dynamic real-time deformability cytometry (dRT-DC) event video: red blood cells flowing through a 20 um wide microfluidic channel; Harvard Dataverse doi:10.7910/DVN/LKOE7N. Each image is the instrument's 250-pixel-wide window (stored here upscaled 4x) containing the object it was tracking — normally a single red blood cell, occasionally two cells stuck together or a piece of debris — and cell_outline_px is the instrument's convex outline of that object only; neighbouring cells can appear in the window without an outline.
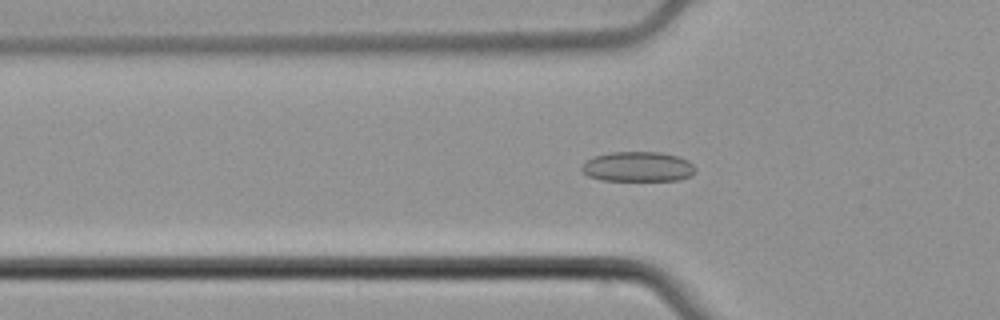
{"species": "common noctule bat (a hibernating species)", "species_latin": "Nyctalus noctula", "temperature_condition": "cold", "stored_images_in_passage": 38, "camera_frame_rate_fps": 3000, "um_per_image_px": 0.085, "animal": {"sex": "male", "body_mass_g": 21.5, "forearm_length_mm": 52.0}, "frame": {"image": 1, "passage_image": 6, "time_ms": 1.667, "image_size_px": [1000, 320], "cell_outline_px": [[696, 172], [692, 176], [680, 180], [604, 180], [588, 176], [580, 172], [580, 168], [592, 156], [612, 152], [660, 152], [676, 156], [688, 160], [696, 168]], "centroid_in_image_um": [54.23, 14.17], "position_along_channel_um": 71.6, "area_um2": 19.94}}
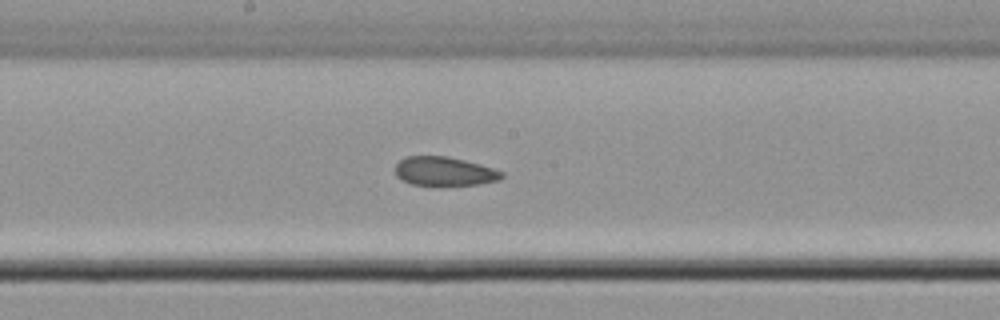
{"frame": {"image": 2, "passage_image": 17, "time_ms": 5.333, "image_size_px": [1000, 320], "cell_outline_px": [[504, 176], [500, 180], [480, 184], [412, 184], [400, 180], [396, 176], [396, 164], [400, 160], [408, 156], [448, 156], [480, 164], [504, 172]], "centroid_in_image_um": [37.78, 14.55], "position_along_channel_um": 210.4, "area_um2": 17.74}}
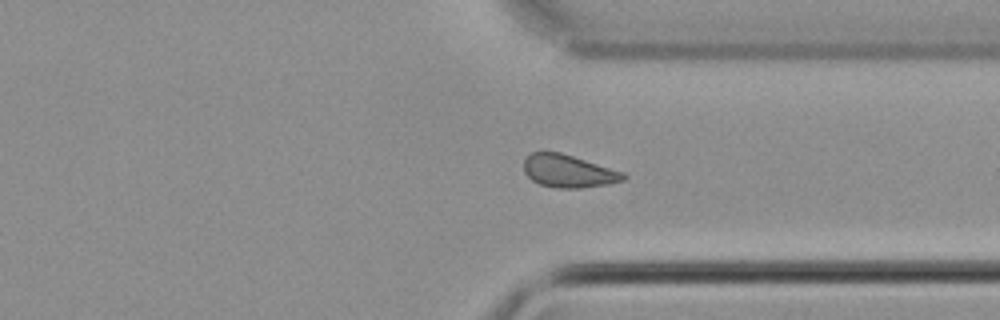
{"frame": {"image": 3, "passage_image": 29, "time_ms": 9.333, "image_size_px": [1000, 320], "cell_outline_px": [[628, 176], [624, 180], [608, 184], [580, 188], [556, 188], [540, 184], [532, 180], [524, 172], [524, 160], [532, 152], [560, 152], [624, 172]], "centroid_in_image_um": [48.33, 14.55], "position_along_channel_um": 363.1, "area_um2": 18.9}}